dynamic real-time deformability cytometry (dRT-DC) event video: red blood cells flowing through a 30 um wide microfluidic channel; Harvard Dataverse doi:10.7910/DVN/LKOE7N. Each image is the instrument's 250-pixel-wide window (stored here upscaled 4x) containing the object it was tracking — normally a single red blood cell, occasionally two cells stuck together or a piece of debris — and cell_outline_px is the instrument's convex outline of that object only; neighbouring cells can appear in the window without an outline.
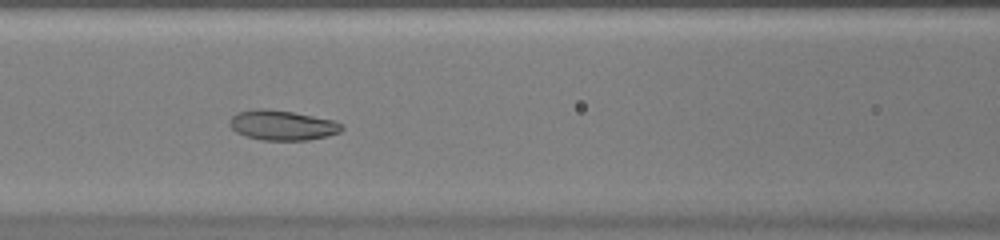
{"species": "common noctule bat (a hibernating species)", "species_latin": "Nyctalus noctula", "temperature_condition": "warm", "stored_images_in_passage": 36, "camera_frame_rate_fps": 3000, "um_per_image_px": 0.085, "animal": {"sex": "female", "body_mass_g": 20.0, "forearm_length_mm": 54.0}, "frame": {"image": 1, "passage_image": 10, "time_ms": 3.0, "image_size_px": [1000, 240], "cell_outline_px": [[344, 128], [340, 132], [328, 136], [308, 140], [264, 140], [244, 136], [236, 132], [228, 124], [228, 120], [236, 112], [256, 108], [264, 108], [292, 112], [332, 120], [344, 124]], "centroid_in_image_um": [23.97, 10.64], "position_along_channel_um": 142.6, "area_um2": 19.71}}
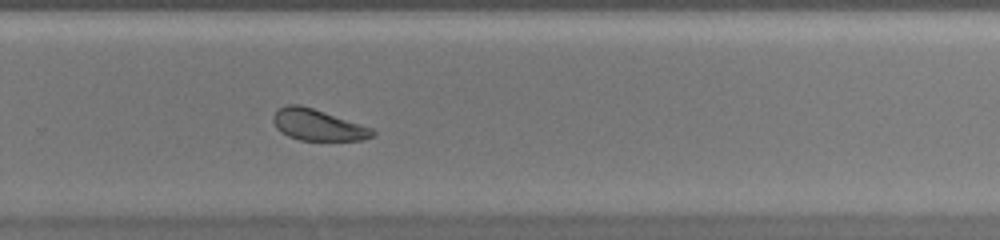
{"frame": {"image": 2, "passage_image": 21, "time_ms": 6.667, "image_size_px": [1000, 240], "cell_outline_px": [[376, 132], [372, 136], [364, 140], [300, 140], [288, 136], [280, 132], [276, 128], [272, 120], [272, 116], [280, 108], [288, 104], [300, 104], [372, 128]], "centroid_in_image_um": [26.98, 10.62], "position_along_channel_um": 302.8, "area_um2": 17.92}}
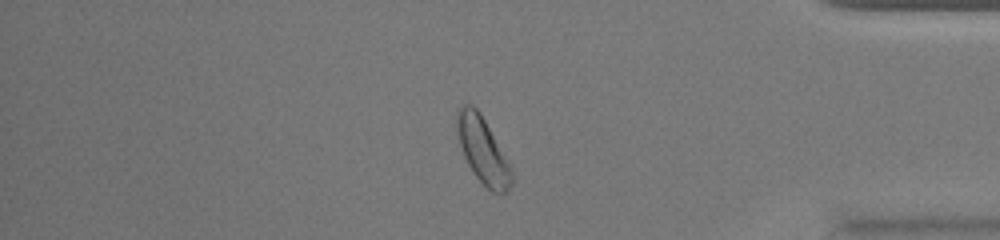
{"frame": {"image": 3, "passage_image": 29, "time_ms": 9.333, "image_size_px": [1000, 240], "cell_outline_px": [[512, 184], [508, 192], [500, 196], [492, 192], [476, 176], [468, 164], [464, 156], [456, 132], [456, 112], [464, 104], [472, 104], [480, 112], [508, 164], [512, 172]], "centroid_in_image_um": [41.01, 12.8], "position_along_channel_um": 394.2, "area_um2": 20.63}}